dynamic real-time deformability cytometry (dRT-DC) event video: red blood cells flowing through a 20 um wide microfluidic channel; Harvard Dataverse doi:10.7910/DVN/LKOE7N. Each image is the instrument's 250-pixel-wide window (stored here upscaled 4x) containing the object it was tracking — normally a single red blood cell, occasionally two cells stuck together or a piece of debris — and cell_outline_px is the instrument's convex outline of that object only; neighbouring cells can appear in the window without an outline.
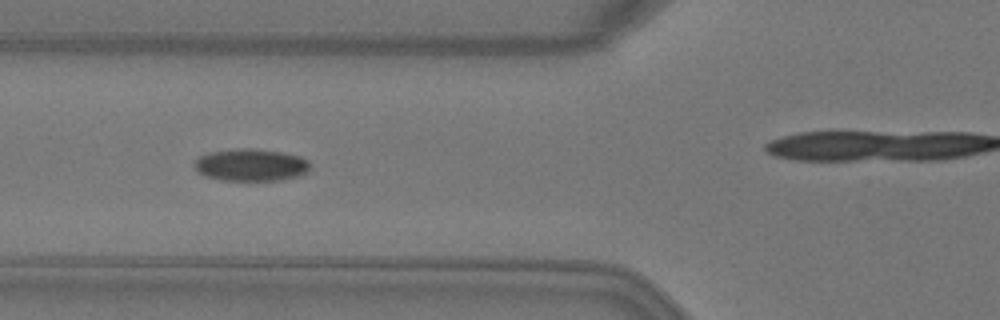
{"species": "Egyptian fruit bat (a non-hibernating species)", "species_latin": "Rousettus aegyptiacus", "temperature_condition": "warm", "stored_images_in_passage": 7, "camera_frame_rate_fps": 3000, "um_per_image_px": 0.085, "animal": {"sex": "female"}, "frame": {"image": 1, "passage_image": 5, "time_ms": 1.333, "image_size_px": [1000, 320], "cell_outline_px": [[308, 172], [296, 176], [280, 180], [220, 180], [196, 172], [192, 164], [200, 156], [208, 152], [240, 148], [252, 148], [280, 152], [300, 156], [308, 160]], "centroid_in_image_um": [21.28, 14.01], "position_along_channel_um": 104.5, "area_um2": 21.68}}